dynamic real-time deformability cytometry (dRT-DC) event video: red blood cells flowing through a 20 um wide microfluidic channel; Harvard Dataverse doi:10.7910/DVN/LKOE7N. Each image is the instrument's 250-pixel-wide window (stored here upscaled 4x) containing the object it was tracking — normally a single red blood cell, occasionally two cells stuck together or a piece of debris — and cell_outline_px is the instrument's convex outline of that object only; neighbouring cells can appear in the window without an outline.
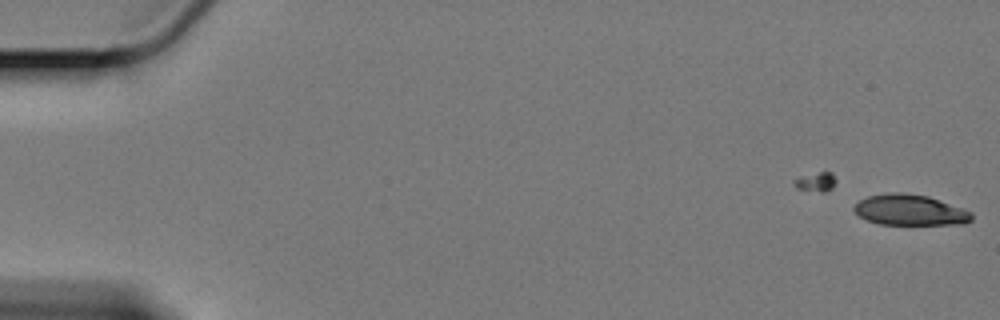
{"species": "Egyptian fruit bat (a non-hibernating species)", "species_latin": "Rousettus aegyptiacus", "temperature_condition": "cold", "stored_images_in_passage": 8, "camera_frame_rate_fps": 3000, "um_per_image_px": 0.085, "animal": {"sex": "female"}, "frame": {"image": 1, "passage_image": 8, "time_ms": 2.333, "image_size_px": [1000, 320], "cell_outline_px": [[972, 220], [964, 224], [880, 224], [868, 220], [860, 216], [852, 208], [860, 200], [868, 196], [892, 192], [900, 192], [928, 196], [964, 208], [972, 212]], "centroid_in_image_um": [77.38, 17.85], "position_along_channel_um": 7.6, "area_um2": 20.98}}